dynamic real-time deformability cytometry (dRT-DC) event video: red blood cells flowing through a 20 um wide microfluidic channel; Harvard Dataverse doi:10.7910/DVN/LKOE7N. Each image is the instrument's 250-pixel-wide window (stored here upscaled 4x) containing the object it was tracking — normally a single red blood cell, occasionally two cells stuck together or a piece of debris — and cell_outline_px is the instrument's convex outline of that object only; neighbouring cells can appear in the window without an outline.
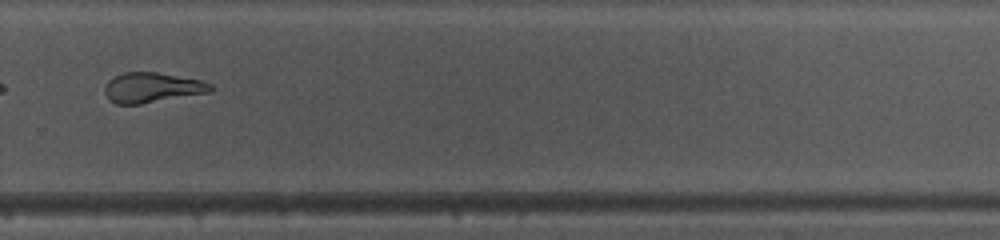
{"species": "common noctule bat (a hibernating species)", "species_latin": "Nyctalus noctula", "temperature_condition": "warm", "stored_images_in_passage": 48, "camera_frame_rate_fps": 3000, "um_per_image_px": 0.085, "animal": {"sex": "female", "body_mass_g": 10.0, "forearm_length_mm": 53.1}, "frame": {"image": 1, "passage_image": 35, "time_ms": 11.333, "image_size_px": [1000, 240], "cell_outline_px": [[212, 92], [140, 104], [116, 104], [108, 100], [104, 92], [104, 88], [108, 80], [124, 72], [156, 72], [204, 80], [212, 84]], "centroid_in_image_um": [12.94, 7.45], "position_along_channel_um": 316.9, "area_um2": 18.73}, "authors_computed_cell_mechanics": {"area_um2": 20.6057, "velocity_mm_per_s": 4.0287, "shape_relaxation_time_tau1_ms": 4.3104, "shape_relaxation_time_tau2_ms": 1.3515, "deformation_change_tau1": 0.182, "deformation_change_tau2": 0.0935}}